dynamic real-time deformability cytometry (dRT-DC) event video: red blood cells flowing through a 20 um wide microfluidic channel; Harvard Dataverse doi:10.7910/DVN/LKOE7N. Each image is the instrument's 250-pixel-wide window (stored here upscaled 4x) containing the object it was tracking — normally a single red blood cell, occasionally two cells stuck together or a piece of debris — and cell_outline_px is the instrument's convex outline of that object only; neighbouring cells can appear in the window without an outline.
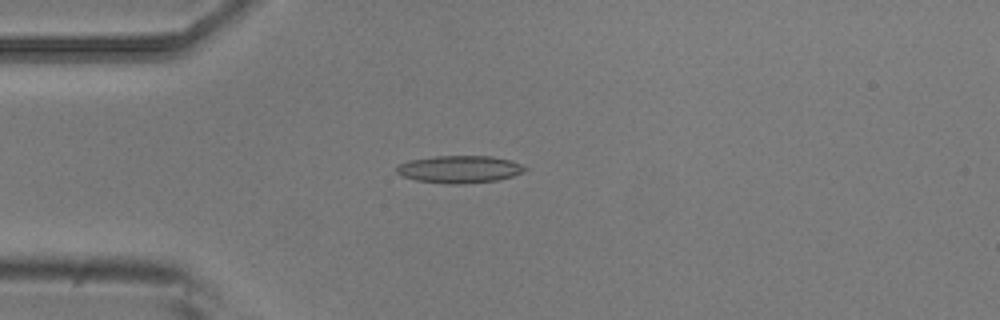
{"species": "common noctule bat (a hibernating species)", "species_latin": "Nyctalus noctula", "temperature_condition": "room temperature", "stored_images_in_passage": 47, "camera_frame_rate_fps": 3000, "um_per_image_px": 0.085, "animal": {"sex": "male", "body_mass_g": 20.5, "forearm_length_mm": 52.5}, "frame": {"image": 1, "passage_image": 7, "time_ms": 2.0, "image_size_px": [1000, 320], "cell_outline_px": [[528, 168], [524, 172], [512, 176], [496, 180], [460, 184], [448, 184], [416, 180], [404, 176], [396, 172], [396, 168], [400, 164], [408, 160], [436, 156], [492, 156], [508, 160], [520, 164]], "centroid_in_image_um": [39.05, 14.38], "position_along_channel_um": 45.9, "area_um2": 20.29}}
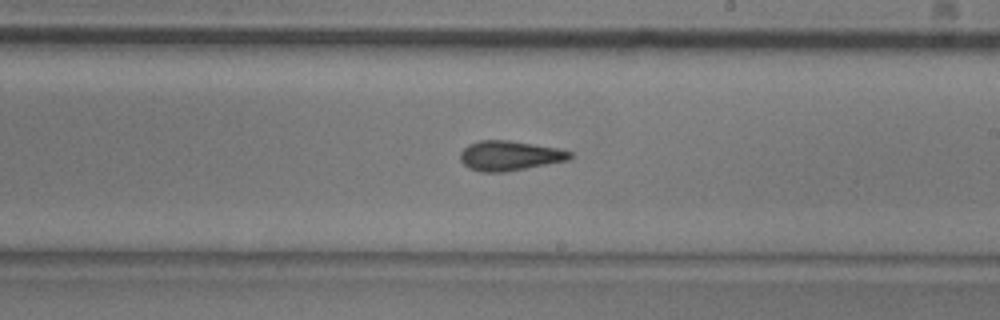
{"frame": {"image": 2, "passage_image": 24, "time_ms": 7.667, "image_size_px": [1000, 320], "cell_outline_px": [[572, 156], [568, 160], [548, 164], [504, 172], [480, 172], [468, 168], [460, 160], [460, 152], [468, 144], [480, 140], [508, 140], [560, 148], [572, 152]], "centroid_in_image_um": [43.3, 13.23], "position_along_channel_um": 245.7, "area_um2": 19.13}}
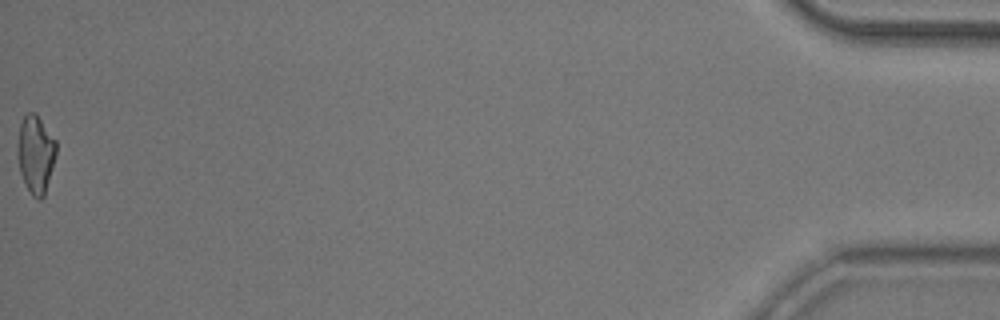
{"frame": {"image": 3, "passage_image": 47, "time_ms": 15.333, "image_size_px": [1000, 320], "cell_outline_px": [[56, 152], [44, 196], [40, 200], [32, 196], [24, 184], [20, 172], [16, 148], [16, 144], [20, 124], [24, 116], [28, 112], [36, 112], [56, 140]], "centroid_in_image_um": [3.0, 13.08], "position_along_channel_um": 432.2, "area_um2": 17.69}, "authors_computed_cell_mechanics": {"area_um2": 18.3226, "velocity_mm_per_s": 3.7661, "shape_relaxation_time_tau1_ms": null, "shape_relaxation_time_tau2_ms": 2.8046, "deformation_change_tau1": null, "deformation_change_tau2": 0.1239}}